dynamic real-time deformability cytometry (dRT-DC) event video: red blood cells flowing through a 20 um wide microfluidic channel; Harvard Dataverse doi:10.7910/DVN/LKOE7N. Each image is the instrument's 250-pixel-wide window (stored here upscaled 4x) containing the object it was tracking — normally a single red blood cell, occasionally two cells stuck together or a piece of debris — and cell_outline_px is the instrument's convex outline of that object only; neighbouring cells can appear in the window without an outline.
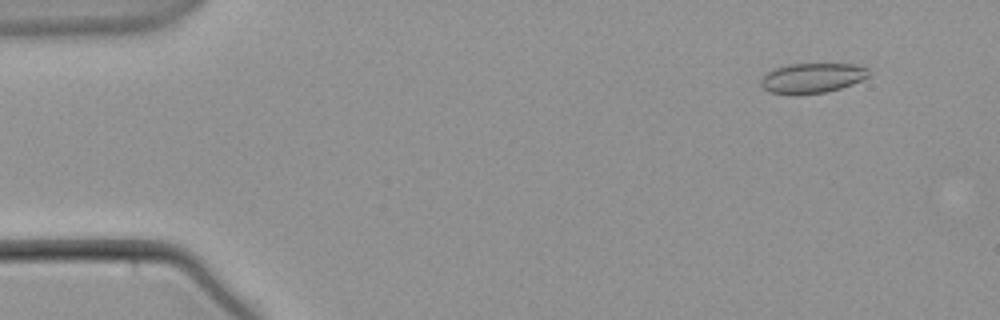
{"species": "common noctule bat (a hibernating species)", "species_latin": "Nyctalus noctula", "temperature_condition": "warm", "stored_images_in_passage": 56, "camera_frame_rate_fps": 3000, "um_per_image_px": 0.085, "animal": {"sex": "male", "body_mass_g": 21.5, "forearm_length_mm": 52.0}, "frame": {"image": 1, "passage_image": 5, "time_ms": 1.333, "image_size_px": [1000, 320], "cell_outline_px": [[868, 76], [852, 84], [840, 88], [824, 92], [768, 92], [760, 84], [760, 80], [768, 72], [776, 68], [788, 64], [856, 64], [868, 68]], "centroid_in_image_um": [69.06, 6.59], "position_along_channel_um": 15.9, "area_um2": 18.09}}
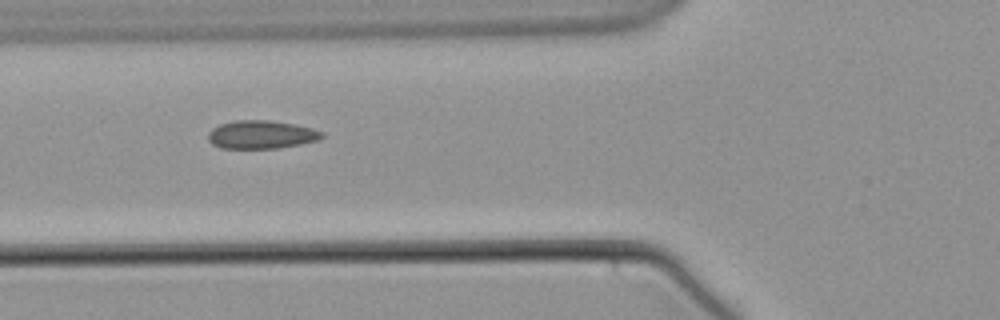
{"frame": {"image": 2, "passage_image": 21, "time_ms": 6.667, "image_size_px": [1000, 320], "cell_outline_px": [[324, 136], [320, 140], [300, 144], [276, 148], [220, 148], [212, 144], [208, 140], [208, 132], [212, 128], [220, 124], [236, 120], [268, 120], [296, 124], [312, 128], [324, 132]], "centroid_in_image_um": [22.22, 11.43], "position_along_channel_um": 103.6, "area_um2": 18.84}}
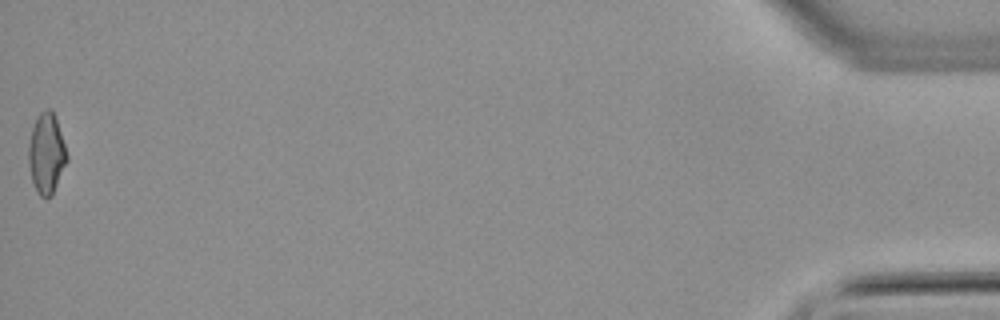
{"frame": {"image": 3, "passage_image": 56, "time_ms": 18.333, "image_size_px": [1000, 320], "cell_outline_px": [[68, 160], [52, 196], [48, 200], [40, 196], [32, 180], [28, 164], [28, 144], [32, 128], [36, 116], [44, 108], [52, 108], [68, 156]], "centroid_in_image_um": [3.94, 13.05], "position_along_channel_um": 431.3, "area_um2": 18.15}}